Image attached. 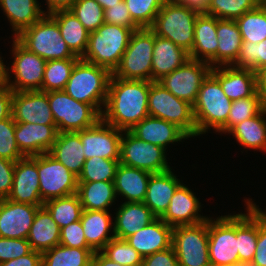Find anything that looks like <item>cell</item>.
<instances>
[{
	"label": "cell",
	"mask_w": 266,
	"mask_h": 266,
	"mask_svg": "<svg viewBox=\"0 0 266 266\" xmlns=\"http://www.w3.org/2000/svg\"><path fill=\"white\" fill-rule=\"evenodd\" d=\"M150 81L111 76L102 120L122 131L131 130L148 114Z\"/></svg>",
	"instance_id": "1"
},
{
	"label": "cell",
	"mask_w": 266,
	"mask_h": 266,
	"mask_svg": "<svg viewBox=\"0 0 266 266\" xmlns=\"http://www.w3.org/2000/svg\"><path fill=\"white\" fill-rule=\"evenodd\" d=\"M112 72L80 58L70 75L64 91L73 99L92 105L102 115Z\"/></svg>",
	"instance_id": "2"
},
{
	"label": "cell",
	"mask_w": 266,
	"mask_h": 266,
	"mask_svg": "<svg viewBox=\"0 0 266 266\" xmlns=\"http://www.w3.org/2000/svg\"><path fill=\"white\" fill-rule=\"evenodd\" d=\"M140 28H128L103 23L90 32L83 60L105 67L111 72L119 65L132 33Z\"/></svg>",
	"instance_id": "3"
},
{
	"label": "cell",
	"mask_w": 266,
	"mask_h": 266,
	"mask_svg": "<svg viewBox=\"0 0 266 266\" xmlns=\"http://www.w3.org/2000/svg\"><path fill=\"white\" fill-rule=\"evenodd\" d=\"M232 101L225 95L218 79L210 72L202 82L197 99L193 104V115L197 136L208 129L218 132L226 123Z\"/></svg>",
	"instance_id": "4"
},
{
	"label": "cell",
	"mask_w": 266,
	"mask_h": 266,
	"mask_svg": "<svg viewBox=\"0 0 266 266\" xmlns=\"http://www.w3.org/2000/svg\"><path fill=\"white\" fill-rule=\"evenodd\" d=\"M14 38L28 51L45 61L80 58L70 50L61 36L57 22L49 14H45Z\"/></svg>",
	"instance_id": "5"
},
{
	"label": "cell",
	"mask_w": 266,
	"mask_h": 266,
	"mask_svg": "<svg viewBox=\"0 0 266 266\" xmlns=\"http://www.w3.org/2000/svg\"><path fill=\"white\" fill-rule=\"evenodd\" d=\"M199 14L175 0H166L150 29L155 35L171 40L190 53L194 43L195 21Z\"/></svg>",
	"instance_id": "6"
},
{
	"label": "cell",
	"mask_w": 266,
	"mask_h": 266,
	"mask_svg": "<svg viewBox=\"0 0 266 266\" xmlns=\"http://www.w3.org/2000/svg\"><path fill=\"white\" fill-rule=\"evenodd\" d=\"M153 49L154 32L150 28L135 30L119 65L112 72V76L151 82Z\"/></svg>",
	"instance_id": "7"
},
{
	"label": "cell",
	"mask_w": 266,
	"mask_h": 266,
	"mask_svg": "<svg viewBox=\"0 0 266 266\" xmlns=\"http://www.w3.org/2000/svg\"><path fill=\"white\" fill-rule=\"evenodd\" d=\"M148 114L175 124L188 137L197 136L193 105L175 97L157 81H151L149 87Z\"/></svg>",
	"instance_id": "8"
},
{
	"label": "cell",
	"mask_w": 266,
	"mask_h": 266,
	"mask_svg": "<svg viewBox=\"0 0 266 266\" xmlns=\"http://www.w3.org/2000/svg\"><path fill=\"white\" fill-rule=\"evenodd\" d=\"M48 102L59 133L88 129L102 119L92 105L73 99L64 90L49 91Z\"/></svg>",
	"instance_id": "9"
},
{
	"label": "cell",
	"mask_w": 266,
	"mask_h": 266,
	"mask_svg": "<svg viewBox=\"0 0 266 266\" xmlns=\"http://www.w3.org/2000/svg\"><path fill=\"white\" fill-rule=\"evenodd\" d=\"M172 247L179 266H211L208 252V219L173 227Z\"/></svg>",
	"instance_id": "10"
},
{
	"label": "cell",
	"mask_w": 266,
	"mask_h": 266,
	"mask_svg": "<svg viewBox=\"0 0 266 266\" xmlns=\"http://www.w3.org/2000/svg\"><path fill=\"white\" fill-rule=\"evenodd\" d=\"M208 252L211 266L240 262L236 238V214L208 218Z\"/></svg>",
	"instance_id": "11"
},
{
	"label": "cell",
	"mask_w": 266,
	"mask_h": 266,
	"mask_svg": "<svg viewBox=\"0 0 266 266\" xmlns=\"http://www.w3.org/2000/svg\"><path fill=\"white\" fill-rule=\"evenodd\" d=\"M37 171L43 202L76 194L78 177L49 153L37 155Z\"/></svg>",
	"instance_id": "12"
},
{
	"label": "cell",
	"mask_w": 266,
	"mask_h": 266,
	"mask_svg": "<svg viewBox=\"0 0 266 266\" xmlns=\"http://www.w3.org/2000/svg\"><path fill=\"white\" fill-rule=\"evenodd\" d=\"M121 136L120 163L150 173L170 170L166 160V150L162 147L140 140L130 131ZM125 135V136H124Z\"/></svg>",
	"instance_id": "13"
},
{
	"label": "cell",
	"mask_w": 266,
	"mask_h": 266,
	"mask_svg": "<svg viewBox=\"0 0 266 266\" xmlns=\"http://www.w3.org/2000/svg\"><path fill=\"white\" fill-rule=\"evenodd\" d=\"M12 45L14 61L11 69H6L7 85L17 92L41 91L47 61L28 51L15 38ZM9 70L14 73V81L10 80Z\"/></svg>",
	"instance_id": "14"
},
{
	"label": "cell",
	"mask_w": 266,
	"mask_h": 266,
	"mask_svg": "<svg viewBox=\"0 0 266 266\" xmlns=\"http://www.w3.org/2000/svg\"><path fill=\"white\" fill-rule=\"evenodd\" d=\"M208 62L188 59L181 67L165 75L157 82L175 97L194 104L202 82L211 72Z\"/></svg>",
	"instance_id": "15"
},
{
	"label": "cell",
	"mask_w": 266,
	"mask_h": 266,
	"mask_svg": "<svg viewBox=\"0 0 266 266\" xmlns=\"http://www.w3.org/2000/svg\"><path fill=\"white\" fill-rule=\"evenodd\" d=\"M83 145L86 159L102 157L110 160H120L121 136L119 130L102 119L93 127L77 131Z\"/></svg>",
	"instance_id": "16"
},
{
	"label": "cell",
	"mask_w": 266,
	"mask_h": 266,
	"mask_svg": "<svg viewBox=\"0 0 266 266\" xmlns=\"http://www.w3.org/2000/svg\"><path fill=\"white\" fill-rule=\"evenodd\" d=\"M7 199L16 203L43 206L44 202L40 196L37 156H27L16 161L12 190Z\"/></svg>",
	"instance_id": "17"
},
{
	"label": "cell",
	"mask_w": 266,
	"mask_h": 266,
	"mask_svg": "<svg viewBox=\"0 0 266 266\" xmlns=\"http://www.w3.org/2000/svg\"><path fill=\"white\" fill-rule=\"evenodd\" d=\"M11 112L15 122L56 125L48 102V92L13 91Z\"/></svg>",
	"instance_id": "18"
},
{
	"label": "cell",
	"mask_w": 266,
	"mask_h": 266,
	"mask_svg": "<svg viewBox=\"0 0 266 266\" xmlns=\"http://www.w3.org/2000/svg\"><path fill=\"white\" fill-rule=\"evenodd\" d=\"M42 206L0 199V237L27 239L37 210Z\"/></svg>",
	"instance_id": "19"
},
{
	"label": "cell",
	"mask_w": 266,
	"mask_h": 266,
	"mask_svg": "<svg viewBox=\"0 0 266 266\" xmlns=\"http://www.w3.org/2000/svg\"><path fill=\"white\" fill-rule=\"evenodd\" d=\"M58 133L56 125L15 122L16 143L25 157L49 153Z\"/></svg>",
	"instance_id": "20"
},
{
	"label": "cell",
	"mask_w": 266,
	"mask_h": 266,
	"mask_svg": "<svg viewBox=\"0 0 266 266\" xmlns=\"http://www.w3.org/2000/svg\"><path fill=\"white\" fill-rule=\"evenodd\" d=\"M194 193L185 185L180 184L175 190L165 213L160 217L171 227L195 225L208 219L200 216L201 203Z\"/></svg>",
	"instance_id": "21"
},
{
	"label": "cell",
	"mask_w": 266,
	"mask_h": 266,
	"mask_svg": "<svg viewBox=\"0 0 266 266\" xmlns=\"http://www.w3.org/2000/svg\"><path fill=\"white\" fill-rule=\"evenodd\" d=\"M173 227L156 218L125 240L142 256H148L172 247Z\"/></svg>",
	"instance_id": "22"
},
{
	"label": "cell",
	"mask_w": 266,
	"mask_h": 266,
	"mask_svg": "<svg viewBox=\"0 0 266 266\" xmlns=\"http://www.w3.org/2000/svg\"><path fill=\"white\" fill-rule=\"evenodd\" d=\"M211 73L218 79L225 95L231 100L251 97L257 91L256 72L232 66H216Z\"/></svg>",
	"instance_id": "23"
},
{
	"label": "cell",
	"mask_w": 266,
	"mask_h": 266,
	"mask_svg": "<svg viewBox=\"0 0 266 266\" xmlns=\"http://www.w3.org/2000/svg\"><path fill=\"white\" fill-rule=\"evenodd\" d=\"M216 30V17L205 13L198 15L195 21L193 48L189 53L191 59L208 62L212 68L216 66L218 47Z\"/></svg>",
	"instance_id": "24"
},
{
	"label": "cell",
	"mask_w": 266,
	"mask_h": 266,
	"mask_svg": "<svg viewBox=\"0 0 266 266\" xmlns=\"http://www.w3.org/2000/svg\"><path fill=\"white\" fill-rule=\"evenodd\" d=\"M129 131L140 140L158 145L165 150L168 144L189 138L175 124L152 116L145 117Z\"/></svg>",
	"instance_id": "25"
},
{
	"label": "cell",
	"mask_w": 266,
	"mask_h": 266,
	"mask_svg": "<svg viewBox=\"0 0 266 266\" xmlns=\"http://www.w3.org/2000/svg\"><path fill=\"white\" fill-rule=\"evenodd\" d=\"M171 170L153 173L149 178L143 203L157 218L165 213L175 190L181 184L180 179L176 178Z\"/></svg>",
	"instance_id": "26"
},
{
	"label": "cell",
	"mask_w": 266,
	"mask_h": 266,
	"mask_svg": "<svg viewBox=\"0 0 266 266\" xmlns=\"http://www.w3.org/2000/svg\"><path fill=\"white\" fill-rule=\"evenodd\" d=\"M117 210L112 233L120 239L135 234L157 218L143 202H124Z\"/></svg>",
	"instance_id": "27"
},
{
	"label": "cell",
	"mask_w": 266,
	"mask_h": 266,
	"mask_svg": "<svg viewBox=\"0 0 266 266\" xmlns=\"http://www.w3.org/2000/svg\"><path fill=\"white\" fill-rule=\"evenodd\" d=\"M188 59L189 53L171 40L159 37L154 33L152 54V81H158L175 69L181 67Z\"/></svg>",
	"instance_id": "28"
},
{
	"label": "cell",
	"mask_w": 266,
	"mask_h": 266,
	"mask_svg": "<svg viewBox=\"0 0 266 266\" xmlns=\"http://www.w3.org/2000/svg\"><path fill=\"white\" fill-rule=\"evenodd\" d=\"M152 173L119 163L114 178L116 196L122 195L125 202H143Z\"/></svg>",
	"instance_id": "29"
},
{
	"label": "cell",
	"mask_w": 266,
	"mask_h": 266,
	"mask_svg": "<svg viewBox=\"0 0 266 266\" xmlns=\"http://www.w3.org/2000/svg\"><path fill=\"white\" fill-rule=\"evenodd\" d=\"M49 154L77 177L81 174L86 158L77 132L58 133Z\"/></svg>",
	"instance_id": "30"
},
{
	"label": "cell",
	"mask_w": 266,
	"mask_h": 266,
	"mask_svg": "<svg viewBox=\"0 0 266 266\" xmlns=\"http://www.w3.org/2000/svg\"><path fill=\"white\" fill-rule=\"evenodd\" d=\"M80 221L84 230L87 245L94 251H101L115 237L109 235L114 229L111 214L108 211L83 210Z\"/></svg>",
	"instance_id": "31"
},
{
	"label": "cell",
	"mask_w": 266,
	"mask_h": 266,
	"mask_svg": "<svg viewBox=\"0 0 266 266\" xmlns=\"http://www.w3.org/2000/svg\"><path fill=\"white\" fill-rule=\"evenodd\" d=\"M61 228L55 223L48 210L40 207L34 217L27 241L31 249L40 253L59 245Z\"/></svg>",
	"instance_id": "32"
},
{
	"label": "cell",
	"mask_w": 266,
	"mask_h": 266,
	"mask_svg": "<svg viewBox=\"0 0 266 266\" xmlns=\"http://www.w3.org/2000/svg\"><path fill=\"white\" fill-rule=\"evenodd\" d=\"M49 15L57 22L61 36L70 50L81 58L85 54L90 33L69 9Z\"/></svg>",
	"instance_id": "33"
},
{
	"label": "cell",
	"mask_w": 266,
	"mask_h": 266,
	"mask_svg": "<svg viewBox=\"0 0 266 266\" xmlns=\"http://www.w3.org/2000/svg\"><path fill=\"white\" fill-rule=\"evenodd\" d=\"M0 6L12 25L14 37L46 14L37 0H0Z\"/></svg>",
	"instance_id": "34"
},
{
	"label": "cell",
	"mask_w": 266,
	"mask_h": 266,
	"mask_svg": "<svg viewBox=\"0 0 266 266\" xmlns=\"http://www.w3.org/2000/svg\"><path fill=\"white\" fill-rule=\"evenodd\" d=\"M216 35L218 37L216 66H231L236 61L243 43L236 21L217 18Z\"/></svg>",
	"instance_id": "35"
},
{
	"label": "cell",
	"mask_w": 266,
	"mask_h": 266,
	"mask_svg": "<svg viewBox=\"0 0 266 266\" xmlns=\"http://www.w3.org/2000/svg\"><path fill=\"white\" fill-rule=\"evenodd\" d=\"M76 194L83 210L108 211L116 199L114 182H78Z\"/></svg>",
	"instance_id": "36"
},
{
	"label": "cell",
	"mask_w": 266,
	"mask_h": 266,
	"mask_svg": "<svg viewBox=\"0 0 266 266\" xmlns=\"http://www.w3.org/2000/svg\"><path fill=\"white\" fill-rule=\"evenodd\" d=\"M247 214H236V238L238 239L239 260L251 264L258 237V216L247 205Z\"/></svg>",
	"instance_id": "37"
},
{
	"label": "cell",
	"mask_w": 266,
	"mask_h": 266,
	"mask_svg": "<svg viewBox=\"0 0 266 266\" xmlns=\"http://www.w3.org/2000/svg\"><path fill=\"white\" fill-rule=\"evenodd\" d=\"M266 108L258 115L235 125L228 133L243 147L266 151Z\"/></svg>",
	"instance_id": "38"
},
{
	"label": "cell",
	"mask_w": 266,
	"mask_h": 266,
	"mask_svg": "<svg viewBox=\"0 0 266 266\" xmlns=\"http://www.w3.org/2000/svg\"><path fill=\"white\" fill-rule=\"evenodd\" d=\"M94 251L61 244L42 253V266H92Z\"/></svg>",
	"instance_id": "39"
},
{
	"label": "cell",
	"mask_w": 266,
	"mask_h": 266,
	"mask_svg": "<svg viewBox=\"0 0 266 266\" xmlns=\"http://www.w3.org/2000/svg\"><path fill=\"white\" fill-rule=\"evenodd\" d=\"M43 206L60 228L80 220L83 211L77 194L47 200Z\"/></svg>",
	"instance_id": "40"
},
{
	"label": "cell",
	"mask_w": 266,
	"mask_h": 266,
	"mask_svg": "<svg viewBox=\"0 0 266 266\" xmlns=\"http://www.w3.org/2000/svg\"><path fill=\"white\" fill-rule=\"evenodd\" d=\"M235 21L243 41L259 43L266 39V5L263 2Z\"/></svg>",
	"instance_id": "41"
},
{
	"label": "cell",
	"mask_w": 266,
	"mask_h": 266,
	"mask_svg": "<svg viewBox=\"0 0 266 266\" xmlns=\"http://www.w3.org/2000/svg\"><path fill=\"white\" fill-rule=\"evenodd\" d=\"M266 108V103L256 91L251 97L232 101L227 123L218 131L228 133L235 125L260 114Z\"/></svg>",
	"instance_id": "42"
},
{
	"label": "cell",
	"mask_w": 266,
	"mask_h": 266,
	"mask_svg": "<svg viewBox=\"0 0 266 266\" xmlns=\"http://www.w3.org/2000/svg\"><path fill=\"white\" fill-rule=\"evenodd\" d=\"M80 58L56 59L46 62L42 92L64 90L71 72Z\"/></svg>",
	"instance_id": "43"
},
{
	"label": "cell",
	"mask_w": 266,
	"mask_h": 266,
	"mask_svg": "<svg viewBox=\"0 0 266 266\" xmlns=\"http://www.w3.org/2000/svg\"><path fill=\"white\" fill-rule=\"evenodd\" d=\"M262 0H210L205 14L222 20H236L244 13L256 9Z\"/></svg>",
	"instance_id": "44"
},
{
	"label": "cell",
	"mask_w": 266,
	"mask_h": 266,
	"mask_svg": "<svg viewBox=\"0 0 266 266\" xmlns=\"http://www.w3.org/2000/svg\"><path fill=\"white\" fill-rule=\"evenodd\" d=\"M119 161L102 157L86 159L78 182H114Z\"/></svg>",
	"instance_id": "45"
},
{
	"label": "cell",
	"mask_w": 266,
	"mask_h": 266,
	"mask_svg": "<svg viewBox=\"0 0 266 266\" xmlns=\"http://www.w3.org/2000/svg\"><path fill=\"white\" fill-rule=\"evenodd\" d=\"M232 67L257 72L266 66V39L259 43L243 41Z\"/></svg>",
	"instance_id": "46"
},
{
	"label": "cell",
	"mask_w": 266,
	"mask_h": 266,
	"mask_svg": "<svg viewBox=\"0 0 266 266\" xmlns=\"http://www.w3.org/2000/svg\"><path fill=\"white\" fill-rule=\"evenodd\" d=\"M110 260L124 266H141L143 257L125 240L114 237L101 250Z\"/></svg>",
	"instance_id": "47"
},
{
	"label": "cell",
	"mask_w": 266,
	"mask_h": 266,
	"mask_svg": "<svg viewBox=\"0 0 266 266\" xmlns=\"http://www.w3.org/2000/svg\"><path fill=\"white\" fill-rule=\"evenodd\" d=\"M166 0H124L132 20L140 28H150Z\"/></svg>",
	"instance_id": "48"
},
{
	"label": "cell",
	"mask_w": 266,
	"mask_h": 266,
	"mask_svg": "<svg viewBox=\"0 0 266 266\" xmlns=\"http://www.w3.org/2000/svg\"><path fill=\"white\" fill-rule=\"evenodd\" d=\"M69 10L89 33L104 23V10L95 0H76Z\"/></svg>",
	"instance_id": "49"
},
{
	"label": "cell",
	"mask_w": 266,
	"mask_h": 266,
	"mask_svg": "<svg viewBox=\"0 0 266 266\" xmlns=\"http://www.w3.org/2000/svg\"><path fill=\"white\" fill-rule=\"evenodd\" d=\"M0 157L14 162L25 157L16 143L15 121L12 115L0 121Z\"/></svg>",
	"instance_id": "50"
},
{
	"label": "cell",
	"mask_w": 266,
	"mask_h": 266,
	"mask_svg": "<svg viewBox=\"0 0 266 266\" xmlns=\"http://www.w3.org/2000/svg\"><path fill=\"white\" fill-rule=\"evenodd\" d=\"M31 251L27 239L0 237V263L25 256Z\"/></svg>",
	"instance_id": "51"
},
{
	"label": "cell",
	"mask_w": 266,
	"mask_h": 266,
	"mask_svg": "<svg viewBox=\"0 0 266 266\" xmlns=\"http://www.w3.org/2000/svg\"><path fill=\"white\" fill-rule=\"evenodd\" d=\"M59 244L68 247L90 248L87 245L80 220L72 222L68 226L61 228Z\"/></svg>",
	"instance_id": "52"
},
{
	"label": "cell",
	"mask_w": 266,
	"mask_h": 266,
	"mask_svg": "<svg viewBox=\"0 0 266 266\" xmlns=\"http://www.w3.org/2000/svg\"><path fill=\"white\" fill-rule=\"evenodd\" d=\"M104 22L128 28H140L131 18L124 0L104 10Z\"/></svg>",
	"instance_id": "53"
},
{
	"label": "cell",
	"mask_w": 266,
	"mask_h": 266,
	"mask_svg": "<svg viewBox=\"0 0 266 266\" xmlns=\"http://www.w3.org/2000/svg\"><path fill=\"white\" fill-rule=\"evenodd\" d=\"M15 163L0 157V199H6L10 195Z\"/></svg>",
	"instance_id": "54"
},
{
	"label": "cell",
	"mask_w": 266,
	"mask_h": 266,
	"mask_svg": "<svg viewBox=\"0 0 266 266\" xmlns=\"http://www.w3.org/2000/svg\"><path fill=\"white\" fill-rule=\"evenodd\" d=\"M141 266H179L173 247L143 257Z\"/></svg>",
	"instance_id": "55"
},
{
	"label": "cell",
	"mask_w": 266,
	"mask_h": 266,
	"mask_svg": "<svg viewBox=\"0 0 266 266\" xmlns=\"http://www.w3.org/2000/svg\"><path fill=\"white\" fill-rule=\"evenodd\" d=\"M251 266H266V223L258 217V237Z\"/></svg>",
	"instance_id": "56"
},
{
	"label": "cell",
	"mask_w": 266,
	"mask_h": 266,
	"mask_svg": "<svg viewBox=\"0 0 266 266\" xmlns=\"http://www.w3.org/2000/svg\"><path fill=\"white\" fill-rule=\"evenodd\" d=\"M0 266H42V253L32 250L25 256L2 262Z\"/></svg>",
	"instance_id": "57"
},
{
	"label": "cell",
	"mask_w": 266,
	"mask_h": 266,
	"mask_svg": "<svg viewBox=\"0 0 266 266\" xmlns=\"http://www.w3.org/2000/svg\"><path fill=\"white\" fill-rule=\"evenodd\" d=\"M13 90L8 86L0 87V121L11 116Z\"/></svg>",
	"instance_id": "58"
},
{
	"label": "cell",
	"mask_w": 266,
	"mask_h": 266,
	"mask_svg": "<svg viewBox=\"0 0 266 266\" xmlns=\"http://www.w3.org/2000/svg\"><path fill=\"white\" fill-rule=\"evenodd\" d=\"M178 4L184 5L189 9L197 12L206 13L209 7L210 0H175Z\"/></svg>",
	"instance_id": "59"
},
{
	"label": "cell",
	"mask_w": 266,
	"mask_h": 266,
	"mask_svg": "<svg viewBox=\"0 0 266 266\" xmlns=\"http://www.w3.org/2000/svg\"><path fill=\"white\" fill-rule=\"evenodd\" d=\"M75 1L76 0H46L48 6V12L46 13L50 14L58 10H68L72 7Z\"/></svg>",
	"instance_id": "60"
},
{
	"label": "cell",
	"mask_w": 266,
	"mask_h": 266,
	"mask_svg": "<svg viewBox=\"0 0 266 266\" xmlns=\"http://www.w3.org/2000/svg\"><path fill=\"white\" fill-rule=\"evenodd\" d=\"M257 92L266 103V66L256 72Z\"/></svg>",
	"instance_id": "61"
},
{
	"label": "cell",
	"mask_w": 266,
	"mask_h": 266,
	"mask_svg": "<svg viewBox=\"0 0 266 266\" xmlns=\"http://www.w3.org/2000/svg\"><path fill=\"white\" fill-rule=\"evenodd\" d=\"M92 266H124L107 258L101 251H96L92 257Z\"/></svg>",
	"instance_id": "62"
},
{
	"label": "cell",
	"mask_w": 266,
	"mask_h": 266,
	"mask_svg": "<svg viewBox=\"0 0 266 266\" xmlns=\"http://www.w3.org/2000/svg\"><path fill=\"white\" fill-rule=\"evenodd\" d=\"M247 203V205L250 206V208L254 211V213L264 222L266 223V212L262 211L261 208H258V206H256L255 203H253V201L251 202V200L247 199V201H245Z\"/></svg>",
	"instance_id": "63"
},
{
	"label": "cell",
	"mask_w": 266,
	"mask_h": 266,
	"mask_svg": "<svg viewBox=\"0 0 266 266\" xmlns=\"http://www.w3.org/2000/svg\"><path fill=\"white\" fill-rule=\"evenodd\" d=\"M0 57V87L7 85V67Z\"/></svg>",
	"instance_id": "64"
},
{
	"label": "cell",
	"mask_w": 266,
	"mask_h": 266,
	"mask_svg": "<svg viewBox=\"0 0 266 266\" xmlns=\"http://www.w3.org/2000/svg\"><path fill=\"white\" fill-rule=\"evenodd\" d=\"M100 6H102L103 10L110 8L111 6L116 5L117 3H121L123 0H95Z\"/></svg>",
	"instance_id": "65"
},
{
	"label": "cell",
	"mask_w": 266,
	"mask_h": 266,
	"mask_svg": "<svg viewBox=\"0 0 266 266\" xmlns=\"http://www.w3.org/2000/svg\"><path fill=\"white\" fill-rule=\"evenodd\" d=\"M228 266H251V265L249 263L236 262V263L230 264Z\"/></svg>",
	"instance_id": "66"
}]
</instances>
